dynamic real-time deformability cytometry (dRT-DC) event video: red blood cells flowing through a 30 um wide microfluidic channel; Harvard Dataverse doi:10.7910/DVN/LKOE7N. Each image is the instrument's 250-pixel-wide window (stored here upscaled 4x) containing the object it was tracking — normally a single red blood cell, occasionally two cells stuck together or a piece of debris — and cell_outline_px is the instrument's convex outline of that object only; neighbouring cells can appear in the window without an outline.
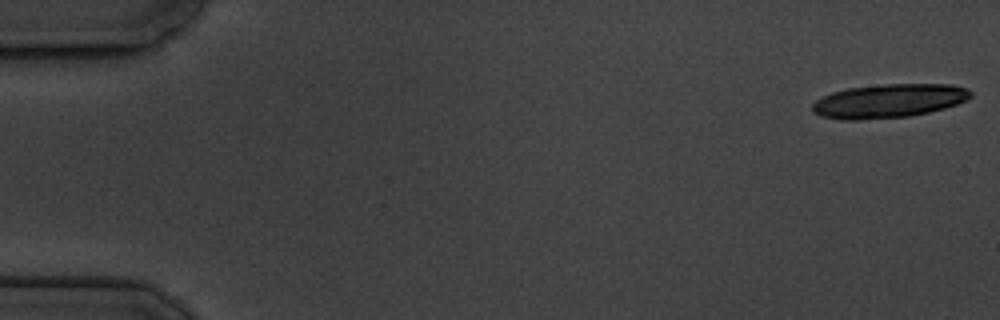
{"species": "common noctule bat (a hibernating species)", "species_latin": "Nyctalus noctula", "temperature_condition": "cold", "stored_images_in_passage": 7, "camera_frame_rate_fps": 3000, "um_per_image_px": 0.085, "animal": {"sex": "male", "body_mass_g": 19.5, "forearm_length_mm": 54.6}, "frame": {"image": 1, "passage_image": 1, "time_ms": 0.0, "image_size_px": [1000, 320], "cell_outline_px": [[972, 96], [956, 104], [944, 108], [928, 112], [908, 116], [860, 120], [844, 120], [820, 116], [812, 112], [812, 104], [816, 100], [832, 92], [848, 88], [884, 84], [952, 84], [968, 88], [972, 92]], "centroid_in_image_um": [75.53, 8.57], "position_along_channel_um": 9.5, "area_um2": 31.15}}
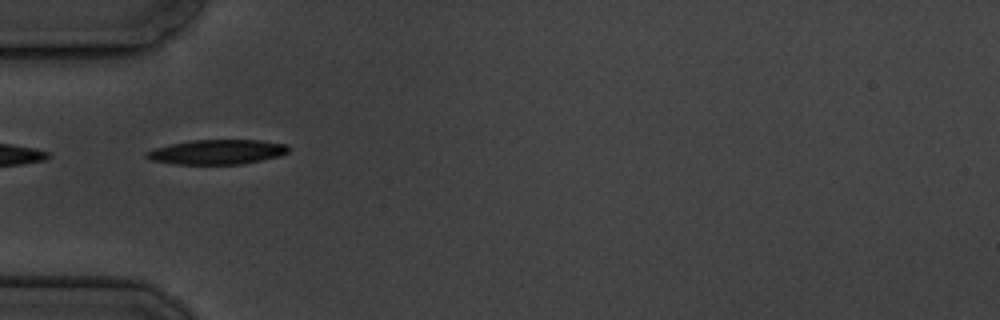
{"frame": {"image": 2, "passage_image": 6, "time_ms": 6.0, "image_size_px": [1000, 320], "cell_outline_px": [[288, 152], [280, 156], [244, 164], [176, 164], [152, 160], [144, 156], [144, 152], [156, 148], [188, 140], [260, 140], [288, 144]], "centroid_in_image_um": [18.47, 12.91], "position_along_channel_um": 66.5, "area_um2": 20.46}}